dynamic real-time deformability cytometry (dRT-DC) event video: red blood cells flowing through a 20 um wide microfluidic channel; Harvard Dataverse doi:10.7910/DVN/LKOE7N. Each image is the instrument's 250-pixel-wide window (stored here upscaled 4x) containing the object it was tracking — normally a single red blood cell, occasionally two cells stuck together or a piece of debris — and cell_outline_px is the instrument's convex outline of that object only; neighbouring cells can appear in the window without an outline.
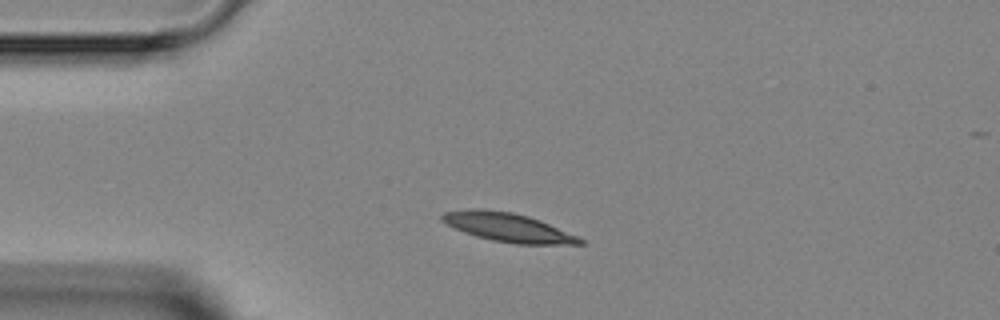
{"species": "Egyptian fruit bat (a non-hibernating species)", "species_latin": "Rousettus aegyptiacus", "temperature_condition": "room temperature", "stored_images_in_passage": 5, "camera_frame_rate_fps": 3000, "um_per_image_px": 0.085, "animal": {"sex": "female"}, "frame": {"image": 1, "passage_image": 2, "time_ms": 1.333, "image_size_px": [1000, 320], "cell_outline_px": [[584, 244], [516, 244], [492, 240], [476, 236], [464, 232], [440, 220], [440, 216], [444, 212], [468, 208], [472, 208], [512, 212], [528, 216], [540, 220], [576, 236], [584, 240]], "centroid_in_image_um": [43.14, 19.32], "position_along_channel_um": 41.9, "area_um2": 22.83}}
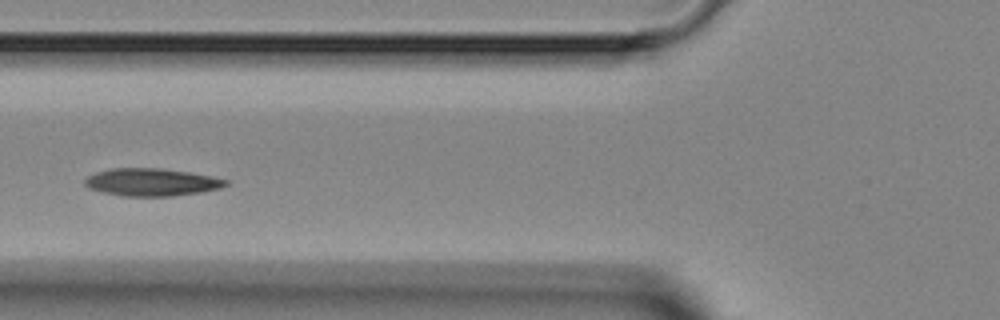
{"frame": {"image": 2, "passage_image": 4, "time_ms": 3.667, "image_size_px": [1000, 320], "cell_outline_px": [[228, 184], [220, 188], [200, 192], [172, 196], [124, 196], [104, 192], [88, 188], [84, 184], [84, 180], [88, 176], [96, 172], [112, 168], [160, 168], [188, 172], [228, 180]], "centroid_in_image_um": [12.85, 15.48], "position_along_channel_um": 112.9, "area_um2": 22.43}}
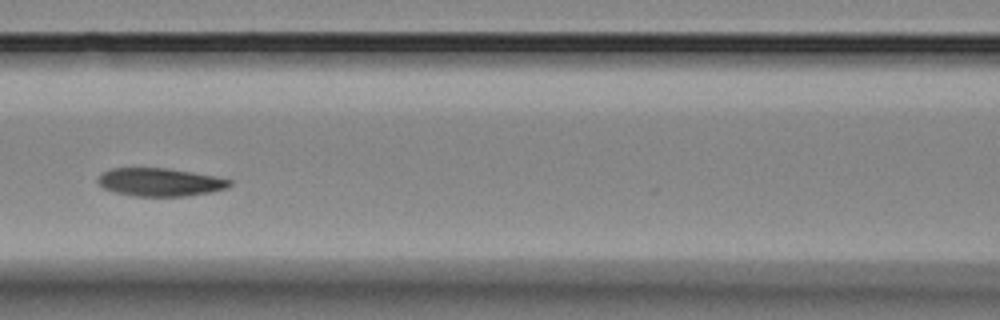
{"frame": {"image": 3, "passage_image": 5, "time_ms": 4.667, "image_size_px": [1000, 320], "cell_outline_px": [[232, 184], [224, 188], [212, 192], [188, 196], [132, 196], [116, 192], [104, 188], [96, 180], [104, 172], [112, 168], [168, 168], [192, 172], [232, 180]], "centroid_in_image_um": [13.6, 15.48], "position_along_channel_um": 153.0, "area_um2": 21.39}}